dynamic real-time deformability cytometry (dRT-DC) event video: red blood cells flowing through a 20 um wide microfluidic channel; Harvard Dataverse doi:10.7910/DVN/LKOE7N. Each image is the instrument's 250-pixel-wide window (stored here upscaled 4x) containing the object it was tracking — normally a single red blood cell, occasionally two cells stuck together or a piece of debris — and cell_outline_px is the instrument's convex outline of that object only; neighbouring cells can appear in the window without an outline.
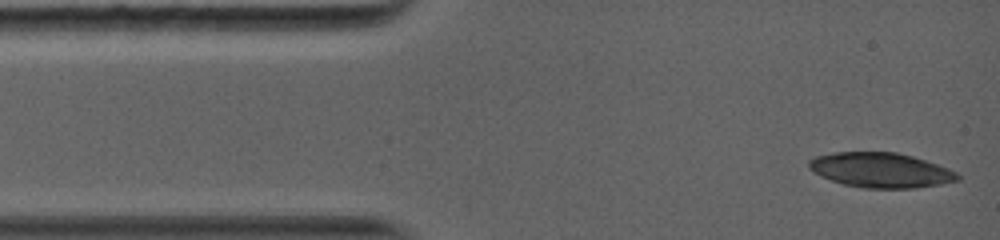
{"species": "common noctule bat (a hibernating species)", "species_latin": "Nyctalus noctula", "temperature_condition": "warm", "stored_images_in_passage": 5, "camera_frame_rate_fps": 5000, "um_per_image_px": 0.085, "animal": {"sex": "female", "body_mass_g": 19.0, "forearm_length_mm": 56.7}, "frame": {"image": 1, "passage_image": 1, "time_ms": 0.0, "image_size_px": [1000, 240], "cell_outline_px": [[960, 180], [940, 184], [916, 188], [864, 188], [844, 184], [820, 176], [812, 172], [808, 168], [808, 160], [816, 156], [832, 152], [896, 152], [912, 156], [948, 168], [956, 172], [960, 176]], "centroid_in_image_um": [74.83, 14.46], "position_along_channel_um": 10.2, "area_um2": 30.23}}